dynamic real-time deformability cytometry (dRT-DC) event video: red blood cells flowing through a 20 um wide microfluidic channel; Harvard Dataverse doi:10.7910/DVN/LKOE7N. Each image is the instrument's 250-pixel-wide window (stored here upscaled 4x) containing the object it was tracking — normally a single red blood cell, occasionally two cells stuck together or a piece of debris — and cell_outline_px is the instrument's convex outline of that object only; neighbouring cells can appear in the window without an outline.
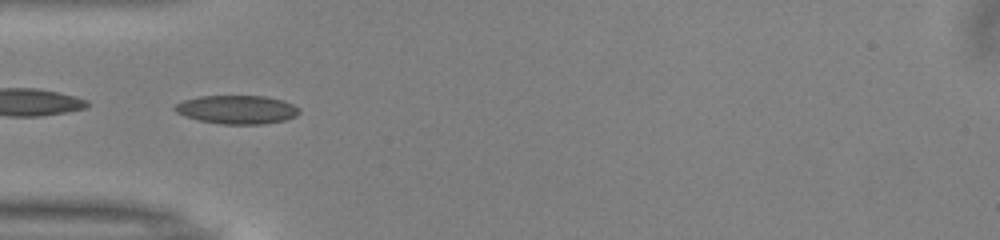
{"species": "common noctule bat (a hibernating species)", "species_latin": "Nyctalus noctula", "temperature_condition": "warm", "stored_images_in_passage": 8, "camera_frame_rate_fps": 3000, "um_per_image_px": 0.085, "animal": {"sex": "male", "body_mass_g": 13.0, "forearm_length_mm": 53.1}, "frame": {"image": 1, "passage_image": 1, "time_ms": 0.0, "image_size_px": [1000, 240], "cell_outline_px": [[300, 112], [296, 116], [284, 120], [264, 124], [220, 124], [200, 120], [176, 112], [172, 108], [176, 104], [184, 100], [200, 96], [264, 96], [284, 100], [300, 108]], "centroid_in_image_um": [20.18, 9.31], "position_along_channel_um": 64.8, "area_um2": 20.63}}